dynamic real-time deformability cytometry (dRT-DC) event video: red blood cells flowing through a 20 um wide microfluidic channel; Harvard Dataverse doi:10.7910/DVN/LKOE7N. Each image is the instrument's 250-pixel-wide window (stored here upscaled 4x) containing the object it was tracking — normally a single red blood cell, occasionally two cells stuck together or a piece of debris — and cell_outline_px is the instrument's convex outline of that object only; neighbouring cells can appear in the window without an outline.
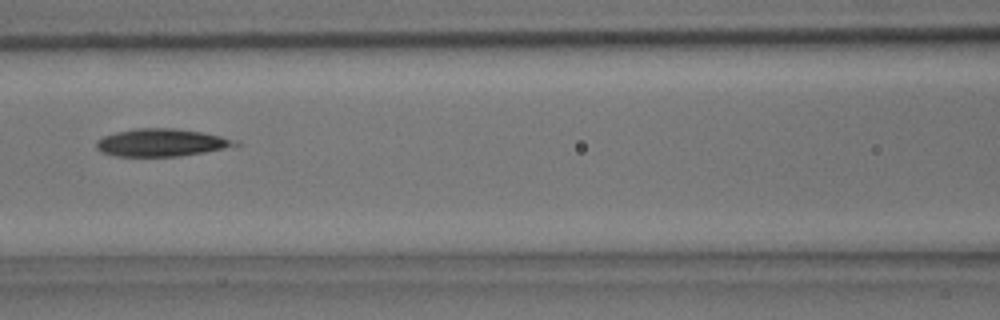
{"species": "common noctule bat (a hibernating species)", "species_latin": "Nyctalus noctula", "temperature_condition": "room temperature", "stored_images_in_passage": 6, "camera_frame_rate_fps": 3000, "um_per_image_px": 0.085, "animal": {"sex": "male", "body_mass_g": 15.6}, "frame": {"image": 1, "passage_image": 6, "time_ms": 1.667, "image_size_px": [1000, 320], "cell_outline_px": [[240, 144], [224, 148], [204, 152], [180, 156], [112, 156], [100, 152], [96, 148], [96, 140], [104, 136], [116, 132], [136, 128], [176, 128], [200, 132], [240, 140]], "centroid_in_image_um": [13.69, 12.12], "position_along_channel_um": 152.9, "area_um2": 22.37}}